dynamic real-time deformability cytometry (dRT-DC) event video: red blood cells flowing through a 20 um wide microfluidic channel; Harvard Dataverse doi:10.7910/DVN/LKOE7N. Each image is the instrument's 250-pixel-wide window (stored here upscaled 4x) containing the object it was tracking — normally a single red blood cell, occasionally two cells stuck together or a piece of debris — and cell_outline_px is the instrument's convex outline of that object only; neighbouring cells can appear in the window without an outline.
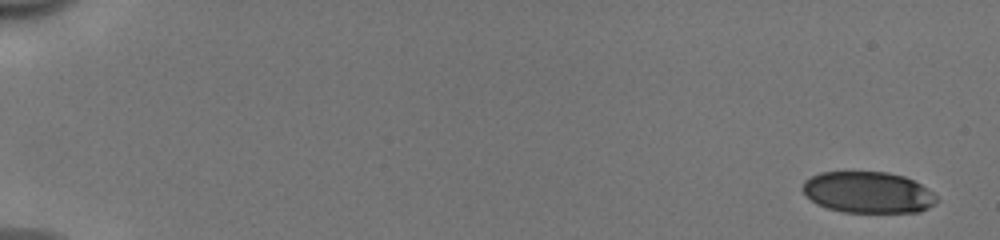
{"species": "human", "species_latin": "Homo sapiens", "temperature_condition": "cold", "stored_images_in_passage": 6, "camera_frame_rate_fps": 3000, "um_per_image_px": 0.085, "donor": {"sex": "male"}, "frame": {"image": 1, "passage_image": 1, "time_ms": 0.0, "image_size_px": [1000, 240], "cell_outline_px": [[940, 200], [936, 204], [920, 212], [844, 212], [828, 208], [816, 204], [800, 188], [804, 180], [820, 172], [888, 172], [904, 176], [928, 188]], "centroid_in_image_um": [73.8, 16.35], "position_along_channel_um": 11.2, "area_um2": 32.43}}
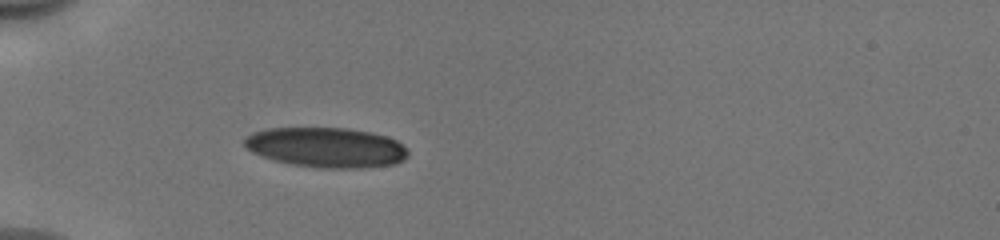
{"frame": {"image": 2, "passage_image": 6, "time_ms": 1.667, "image_size_px": [1000, 240], "cell_outline_px": [[408, 156], [404, 160], [396, 164], [364, 168], [320, 168], [292, 164], [260, 156], [252, 152], [244, 144], [244, 136], [252, 132], [268, 128], [348, 128], [372, 132], [388, 136], [396, 140], [408, 152]], "centroid_in_image_um": [27.74, 12.53], "position_along_channel_um": 57.3, "area_um2": 38.32}}